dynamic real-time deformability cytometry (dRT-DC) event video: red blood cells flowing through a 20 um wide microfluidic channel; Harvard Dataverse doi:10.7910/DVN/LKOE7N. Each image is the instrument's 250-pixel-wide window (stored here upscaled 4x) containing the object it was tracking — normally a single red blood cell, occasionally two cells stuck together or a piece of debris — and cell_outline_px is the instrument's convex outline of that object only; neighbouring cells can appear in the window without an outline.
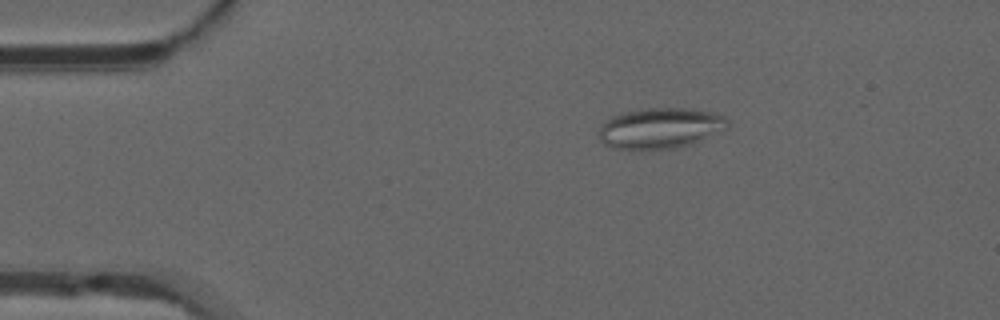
{"species": "common noctule bat (a hibernating species)", "species_latin": "Nyctalus noctula", "temperature_condition": "warm", "stored_images_in_passage": 49, "camera_frame_rate_fps": 3000, "um_per_image_px": 0.085, "animal": {"sex": "male", "forearm_length_mm": 52.5}, "frame": {"image": 1, "passage_image": 9, "time_ms": 2.667, "image_size_px": [1000, 320], "cell_outline_px": [[728, 128], [692, 144], [676, 148], [612, 148], [604, 144], [600, 140], [600, 128], [612, 116], [620, 112], [640, 108], [688, 108], [712, 112], [724, 116], [728, 120]], "centroid_in_image_um": [56.15, 10.87], "position_along_channel_um": 28.9, "area_um2": 30.35}}
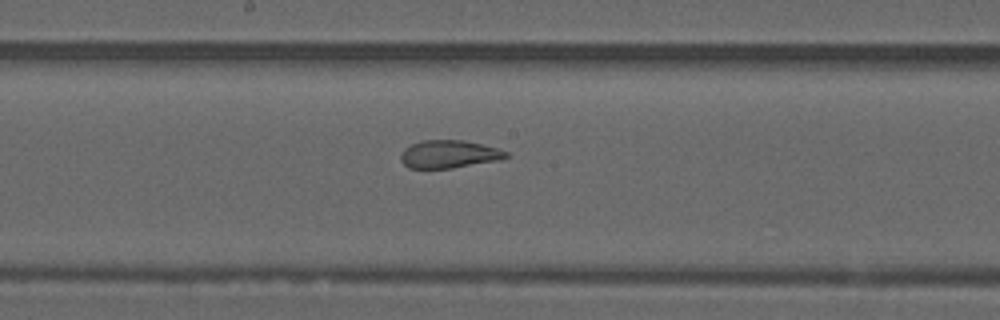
{"frame": {"image": 2, "passage_image": 27, "time_ms": 8.667, "image_size_px": [1000, 320], "cell_outline_px": [[508, 156], [500, 160], [452, 168], [408, 168], [400, 160], [400, 156], [404, 148], [420, 140], [464, 140], [500, 148], [508, 152]], "centroid_in_image_um": [38.17, 13.1], "position_along_channel_um": 210.0, "area_um2": 17.22}}
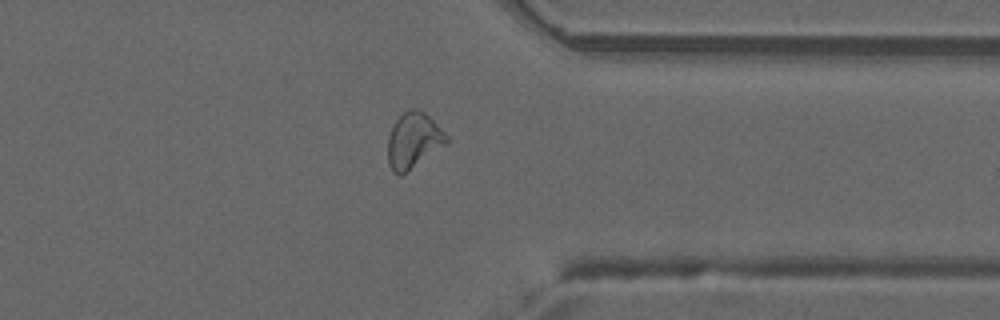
{"frame": {"image": 3, "passage_image": 40, "time_ms": 13.0, "image_size_px": [1000, 320], "cell_outline_px": [[448, 144], [400, 176], [392, 172], [388, 164], [388, 136], [392, 124], [408, 108], [416, 108], [424, 112], [448, 136]], "centroid_in_image_um": [35.13, 11.95], "position_along_channel_um": 376.3, "area_um2": 19.13}, "authors_computed_cell_mechanics": {"area_um2": 19.2474, "velocity_mm_per_s": 3.9706, "shape_relaxation_time_tau1_ms": null, "shape_relaxation_time_tau2_ms": 1.1203, "deformation_change_tau1": null, "deformation_change_tau2": 0.0862}}